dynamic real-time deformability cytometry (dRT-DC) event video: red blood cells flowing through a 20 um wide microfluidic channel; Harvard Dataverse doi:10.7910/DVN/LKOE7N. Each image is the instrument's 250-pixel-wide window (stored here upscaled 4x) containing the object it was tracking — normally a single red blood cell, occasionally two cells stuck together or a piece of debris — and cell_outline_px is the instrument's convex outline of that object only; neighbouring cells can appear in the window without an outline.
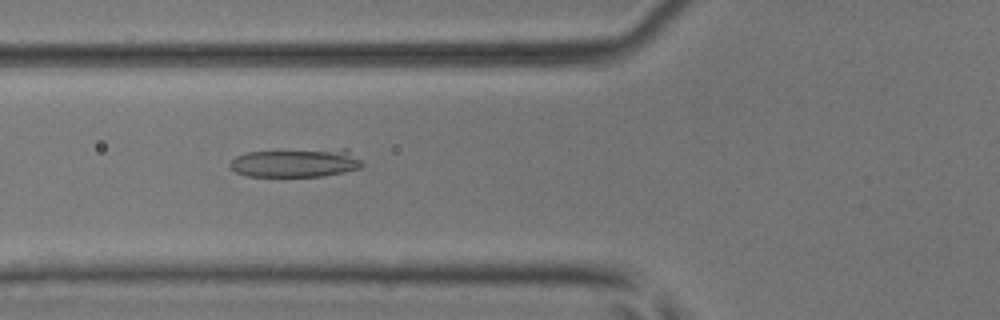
{"species": "common noctule bat (a hibernating species)", "species_latin": "Nyctalus noctula", "temperature_condition": "room temperature", "stored_images_in_passage": 37, "camera_frame_rate_fps": 3000, "um_per_image_px": 0.085, "animal": {"sex": "male", "body_mass_g": 17.9, "forearm_length_mm": 54.2}, "frame": {"image": 1, "passage_image": 5, "time_ms": 1.333, "image_size_px": [1000, 320], "cell_outline_px": [[364, 164], [360, 168], [344, 172], [324, 176], [248, 176], [236, 172], [228, 164], [236, 156], [248, 152], [340, 148], [348, 148]], "centroid_in_image_um": [25.19, 13.83], "position_along_channel_um": 100.6, "area_um2": 22.14}}
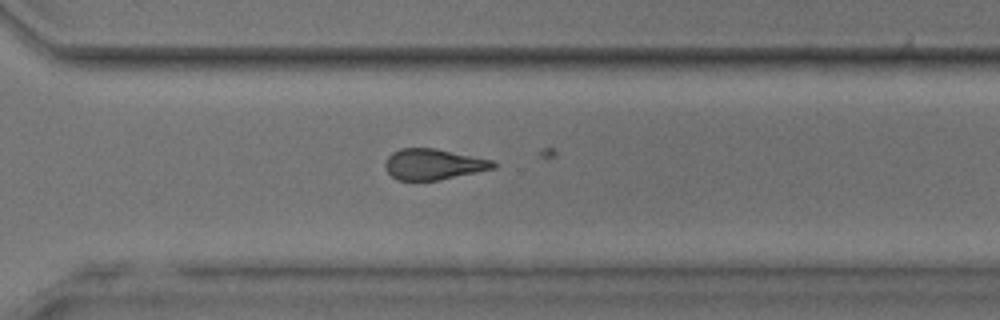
{"frame": {"image": 2, "passage_image": 22, "time_ms": 7.0, "image_size_px": [1000, 320], "cell_outline_px": [[496, 168], [440, 180], [396, 180], [384, 168], [384, 164], [388, 156], [392, 152], [400, 148], [436, 148], [492, 160], [496, 164]], "centroid_in_image_um": [36.82, 13.96], "position_along_channel_um": 333.8, "area_um2": 19.48}}